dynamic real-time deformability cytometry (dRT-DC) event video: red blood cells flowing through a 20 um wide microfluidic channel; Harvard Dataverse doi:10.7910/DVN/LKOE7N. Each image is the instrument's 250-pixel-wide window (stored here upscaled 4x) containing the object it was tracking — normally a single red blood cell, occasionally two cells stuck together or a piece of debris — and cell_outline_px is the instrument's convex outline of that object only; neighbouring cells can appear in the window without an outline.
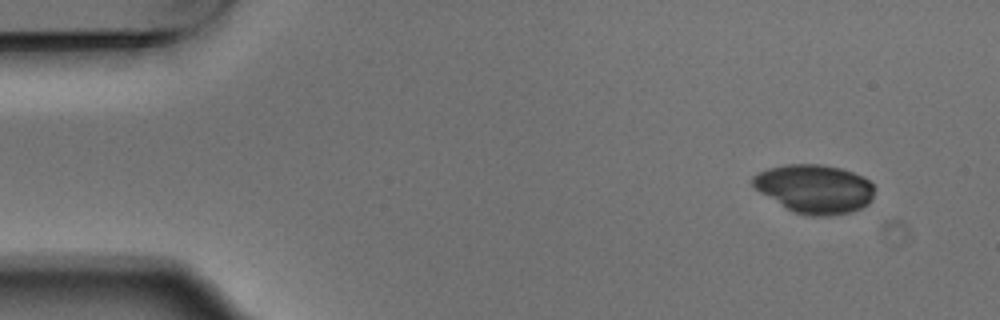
{"species": "Egyptian fruit bat (a non-hibernating species)", "species_latin": "Rousettus aegyptiacus", "temperature_condition": "warm", "stored_images_in_passage": 4, "camera_frame_rate_fps": 3000, "um_per_image_px": 0.085, "animal": {"sex": "male"}, "frame": {"image": 1, "passage_image": 1, "time_ms": 0.0, "image_size_px": [1000, 320], "cell_outline_px": [[876, 188], [872, 200], [868, 204], [852, 212], [828, 216], [812, 216], [792, 212], [760, 192], [752, 184], [752, 176], [768, 168], [788, 164], [820, 164], [840, 168], [864, 176]], "centroid_in_image_um": [69.27, 16.05], "position_along_channel_um": 15.7, "area_um2": 34.68}}